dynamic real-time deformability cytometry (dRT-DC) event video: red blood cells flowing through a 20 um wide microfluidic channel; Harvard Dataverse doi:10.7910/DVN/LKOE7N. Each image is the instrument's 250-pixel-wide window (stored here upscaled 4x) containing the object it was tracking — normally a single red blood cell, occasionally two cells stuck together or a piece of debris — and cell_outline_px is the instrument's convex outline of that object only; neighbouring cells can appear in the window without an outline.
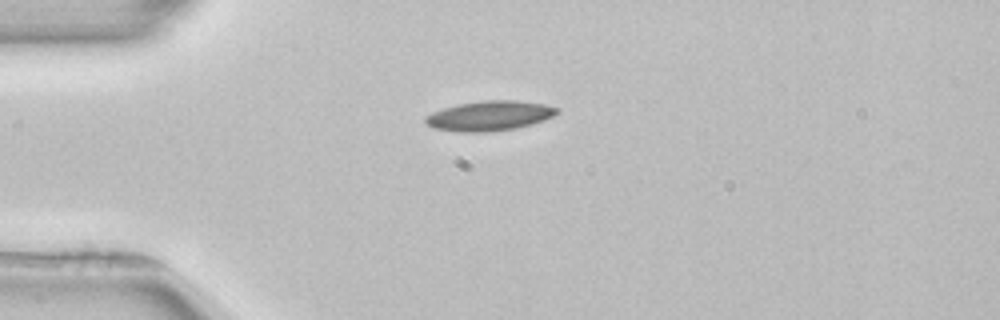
{"species": "common noctule bat (a hibernating species)", "species_latin": "Nyctalus noctula", "temperature_condition": "room temperature", "stored_images_in_passage": 34, "camera_frame_rate_fps": 3000, "um_per_image_px": 0.085, "animal": {"sex": "female", "body_mass_g": 22.7, "forearm_length_mm": 54.2}, "frame": {"image": 1, "passage_image": 1, "time_ms": 0.0, "image_size_px": [1000, 320], "cell_outline_px": [[560, 112], [544, 120], [516, 128], [488, 132], [460, 132], [432, 128], [424, 120], [424, 116], [432, 112], [456, 104], [488, 100], [516, 100], [544, 104], [560, 108]], "centroid_in_image_um": [41.6, 9.84], "position_along_channel_um": 43.4, "area_um2": 22.95}, "authors_computed_cell_mechanics": {"area_um2": 21.6461, "velocity_mm_per_s": 3.9271, "shape_relaxation_time_tau1_ms": 6.0841, "shape_relaxation_time_tau2_ms": null, "deformation_change_tau1": 0.1535, "deformation_change_tau2": null}}